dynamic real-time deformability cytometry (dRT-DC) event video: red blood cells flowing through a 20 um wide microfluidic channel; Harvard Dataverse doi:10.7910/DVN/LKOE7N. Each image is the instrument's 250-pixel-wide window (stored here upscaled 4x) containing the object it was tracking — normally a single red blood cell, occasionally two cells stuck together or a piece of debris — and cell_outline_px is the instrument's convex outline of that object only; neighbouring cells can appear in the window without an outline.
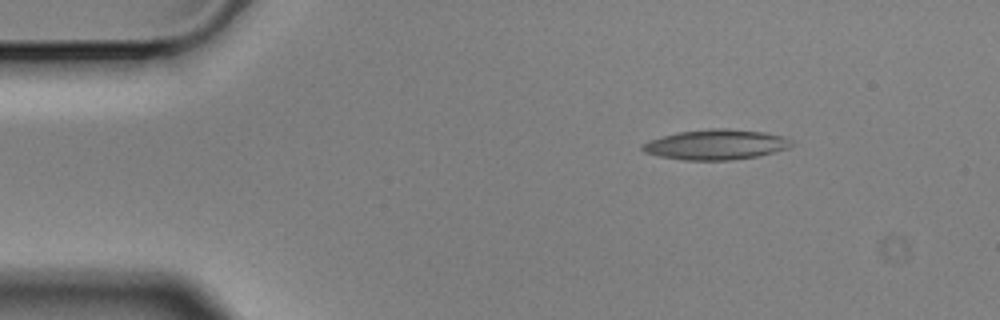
{"species": "Egyptian fruit bat (a non-hibernating species)", "species_latin": "Rousettus aegyptiacus", "temperature_condition": "cold", "stored_images_in_passage": 8, "camera_frame_rate_fps": 3000, "um_per_image_px": 0.085, "animal": {"sex": "male"}, "frame": {"image": 1, "passage_image": 1, "time_ms": 0.0, "image_size_px": [1000, 320], "cell_outline_px": [[792, 144], [788, 148], [760, 156], [732, 160], [684, 160], [660, 156], [644, 152], [640, 148], [640, 144], [648, 140], [680, 132], [712, 128], [724, 128], [764, 132], [784, 136], [792, 140]], "centroid_in_image_um": [60.86, 12.29], "position_along_channel_um": 24.1, "area_um2": 26.24}}
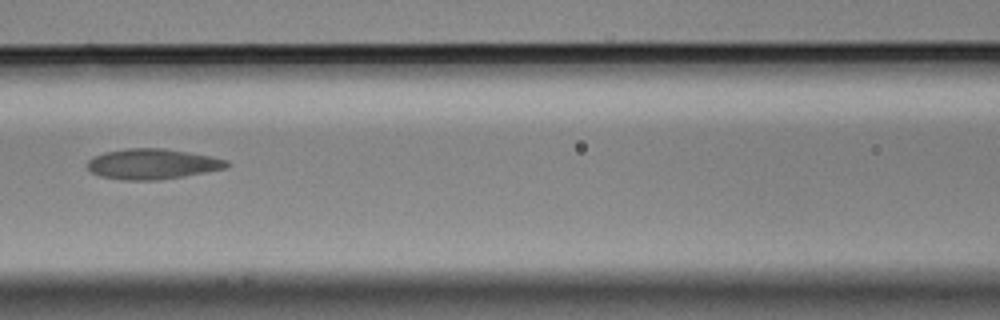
{"frame": {"image": 2, "passage_image": 5, "time_ms": 1.333, "image_size_px": [1000, 320], "cell_outline_px": [[232, 164], [224, 168], [184, 176], [160, 180], [124, 180], [100, 176], [92, 172], [84, 164], [92, 156], [104, 152], [128, 148], [164, 148], [208, 156], [228, 160]], "centroid_in_image_um": [12.9, 13.94], "position_along_channel_um": 153.7, "area_um2": 24.68}}
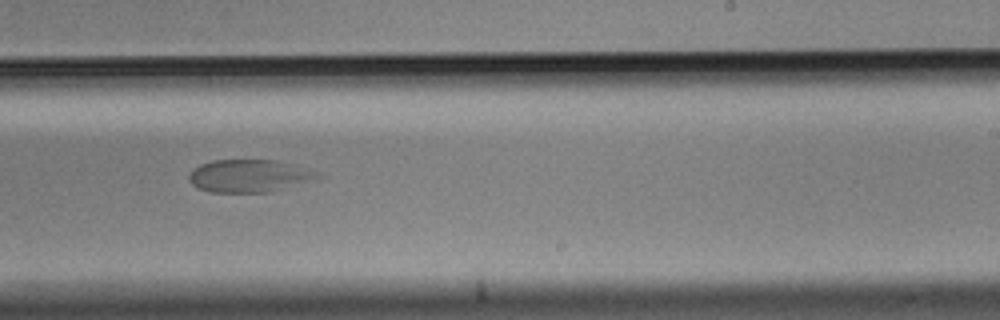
{"frame": {"image": 3, "passage_image": 8, "time_ms": 2.333, "image_size_px": [1000, 320], "cell_outline_px": [[328, 176], [316, 180], [268, 192], [208, 192], [196, 188], [188, 180], [188, 176], [200, 164], [212, 160], [280, 160], [320, 172]], "centroid_in_image_um": [21.26, 14.95], "position_along_channel_um": 267.7, "area_um2": 24.85}}